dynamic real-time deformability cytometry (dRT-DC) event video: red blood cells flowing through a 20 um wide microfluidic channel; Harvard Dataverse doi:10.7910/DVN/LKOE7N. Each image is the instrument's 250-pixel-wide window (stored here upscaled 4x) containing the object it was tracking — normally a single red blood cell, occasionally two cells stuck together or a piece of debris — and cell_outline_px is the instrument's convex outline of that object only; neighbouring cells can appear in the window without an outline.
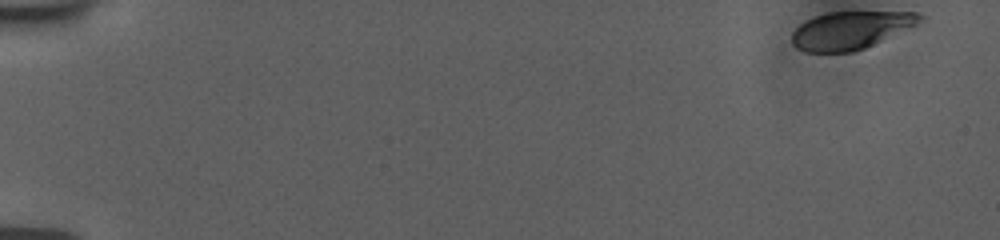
{"species": "human", "species_latin": "Homo sapiens", "temperature_condition": "room temperature", "stored_images_in_passage": 54, "camera_frame_rate_fps": 3000, "um_per_image_px": 0.085, "donor": {"sex": "female"}, "frame": {"image": 1, "passage_image": 1, "time_ms": 0.0, "image_size_px": [1000, 240], "cell_outline_px": [[924, 20], [916, 24], [864, 48], [852, 52], [804, 52], [796, 48], [792, 44], [792, 32], [800, 24], [816, 16], [828, 12], [916, 12], [924, 16]], "centroid_in_image_um": [72.27, 2.57], "position_along_channel_um": 12.7, "area_um2": 27.8}}
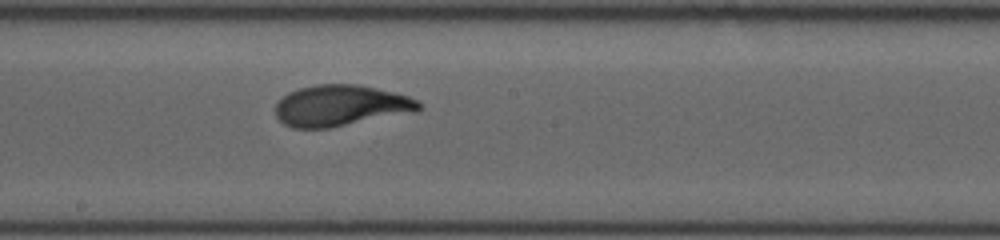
{"frame": {"image": 2, "passage_image": 31, "time_ms": 10.0, "image_size_px": [1000, 240], "cell_outline_px": [[424, 108], [416, 112], [328, 128], [292, 128], [284, 124], [276, 116], [276, 104], [288, 92], [300, 88], [316, 84], [356, 84], [376, 88], [408, 96], [424, 104]], "centroid_in_image_um": [28.99, 8.98], "position_along_channel_um": 219.2, "area_um2": 34.39}}
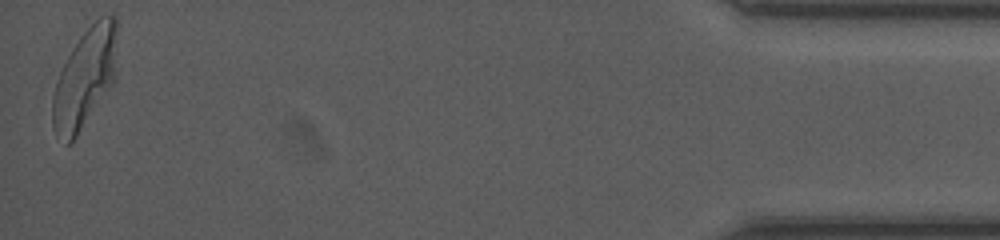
{"frame": {"image": 3, "passage_image": 54, "time_ms": 17.667, "image_size_px": [1000, 240], "cell_outline_px": [[116, 32], [112, 84], [76, 136], [68, 144], [56, 136], [52, 124], [52, 96], [60, 72], [68, 56], [84, 32], [100, 16], [116, 16]], "centroid_in_image_um": [7.17, 6.67], "position_along_channel_um": 428.0, "area_um2": 36.01}, "authors_computed_cell_mechanics": {"area_um2": 33.5529, "velocity_mm_per_s": 3.7377, "shape_relaxation_time_tau1_ms": 3.3589, "shape_relaxation_time_tau2_ms": 0.7076, "deformation_change_tau1": 0.1787, "deformation_change_tau2": 0.0667}}